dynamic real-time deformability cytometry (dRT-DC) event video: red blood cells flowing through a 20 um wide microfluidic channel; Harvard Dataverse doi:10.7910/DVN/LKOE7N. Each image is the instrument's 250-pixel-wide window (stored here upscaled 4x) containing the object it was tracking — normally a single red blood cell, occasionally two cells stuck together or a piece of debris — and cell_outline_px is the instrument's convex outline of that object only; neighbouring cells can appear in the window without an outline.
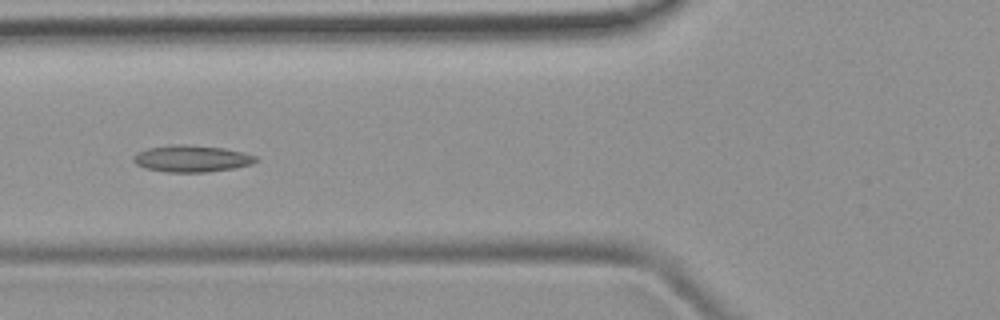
{"species": "common noctule bat (a hibernating species)", "species_latin": "Nyctalus noctula", "temperature_condition": "room temperature", "stored_images_in_passage": 37, "camera_frame_rate_fps": 3000, "um_per_image_px": 0.085, "animal": {"sex": "female", "body_mass_g": 19.9}, "frame": {"image": 1, "passage_image": 6, "time_ms": 1.667, "image_size_px": [1000, 320], "cell_outline_px": [[260, 160], [252, 164], [236, 168], [208, 172], [168, 172], [144, 168], [136, 164], [132, 160], [132, 156], [136, 152], [148, 148], [172, 144], [184, 144], [224, 148], [244, 152], [256, 156]], "centroid_in_image_um": [16.3, 13.48], "position_along_channel_um": 109.5, "area_um2": 19.36}}
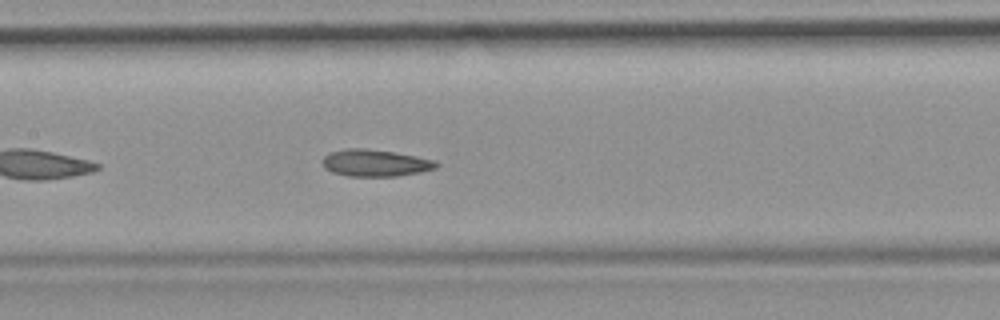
{"frame": {"image": 2, "passage_image": 11, "time_ms": 3.333, "image_size_px": [1000, 320], "cell_outline_px": [[440, 164], [436, 168], [420, 172], [396, 176], [348, 176], [332, 172], [324, 168], [320, 160], [328, 152], [344, 148], [364, 148], [392, 152], [416, 156], [436, 160]], "centroid_in_image_um": [31.85, 13.84], "position_along_channel_um": 175.5, "area_um2": 18.03}, "authors_computed_cell_mechanics": {"area_um2": 18.0336, "velocity_mm_per_s": 3.9667, "shape_relaxation_time_tau1_ms": null, "shape_relaxation_time_tau2_ms": 5.6985, "deformation_change_tau1": null, "deformation_change_tau2": 0.1367}}